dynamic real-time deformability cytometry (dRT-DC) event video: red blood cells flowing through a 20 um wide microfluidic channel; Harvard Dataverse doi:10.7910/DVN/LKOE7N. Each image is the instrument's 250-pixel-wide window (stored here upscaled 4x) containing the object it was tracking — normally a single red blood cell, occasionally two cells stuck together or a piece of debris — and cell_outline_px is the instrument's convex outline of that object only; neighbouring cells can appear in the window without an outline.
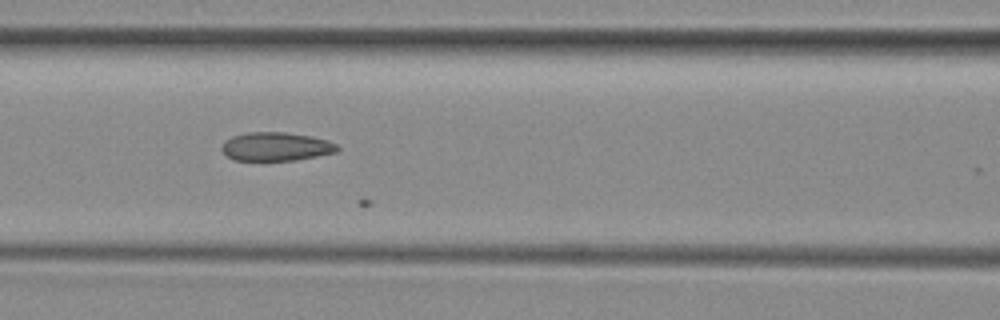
{"species": "common noctule bat (a hibernating species)", "species_latin": "Nyctalus noctula", "temperature_condition": "room temperature", "stored_images_in_passage": 22, "camera_frame_rate_fps": 3000, "um_per_image_px": 0.085, "animal": {"sex": "female", "body_mass_g": 29.2, "forearm_length_mm": 56.3}, "frame": {"image": 1, "passage_image": 11, "time_ms": 3.333, "image_size_px": [1000, 320], "cell_outline_px": [[340, 148], [336, 152], [296, 160], [232, 160], [220, 148], [224, 140], [232, 136], [248, 132], [284, 132], [312, 136], [328, 140], [336, 144]], "centroid_in_image_um": [23.45, 12.45], "position_along_channel_um": 143.2, "area_um2": 19.31}}